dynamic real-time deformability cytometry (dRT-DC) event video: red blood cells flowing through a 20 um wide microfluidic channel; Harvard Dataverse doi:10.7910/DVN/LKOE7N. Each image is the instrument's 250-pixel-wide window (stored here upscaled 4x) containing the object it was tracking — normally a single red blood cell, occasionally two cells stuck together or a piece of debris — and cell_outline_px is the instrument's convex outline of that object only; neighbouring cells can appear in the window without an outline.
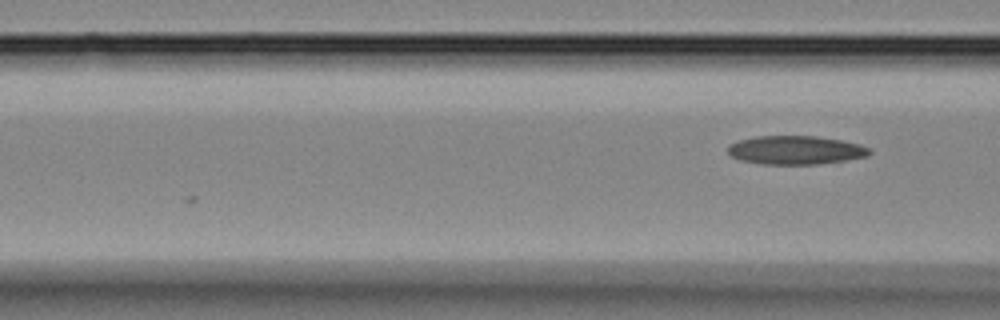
{"species": "Egyptian fruit bat (a non-hibernating species)", "species_latin": "Rousettus aegyptiacus", "temperature_condition": "room temperature", "stored_images_in_passage": 3, "segment_of_instrument_passage": [2, 2], "camera_frame_rate_fps": 3000, "um_per_image_px": 0.085, "animal": {"sex": "female"}, "frame": {"image": 1, "passage_image": 3, "time_ms": 0.667, "image_size_px": [1000, 320], "cell_outline_px": [[872, 152], [868, 156], [820, 164], [760, 164], [740, 160], [732, 156], [728, 152], [728, 148], [732, 144], [740, 140], [756, 136], [816, 136], [840, 140], [860, 144], [868, 148]], "centroid_in_image_um": [67.64, 12.76], "position_along_channel_um": 99.0, "area_um2": 23.47}}